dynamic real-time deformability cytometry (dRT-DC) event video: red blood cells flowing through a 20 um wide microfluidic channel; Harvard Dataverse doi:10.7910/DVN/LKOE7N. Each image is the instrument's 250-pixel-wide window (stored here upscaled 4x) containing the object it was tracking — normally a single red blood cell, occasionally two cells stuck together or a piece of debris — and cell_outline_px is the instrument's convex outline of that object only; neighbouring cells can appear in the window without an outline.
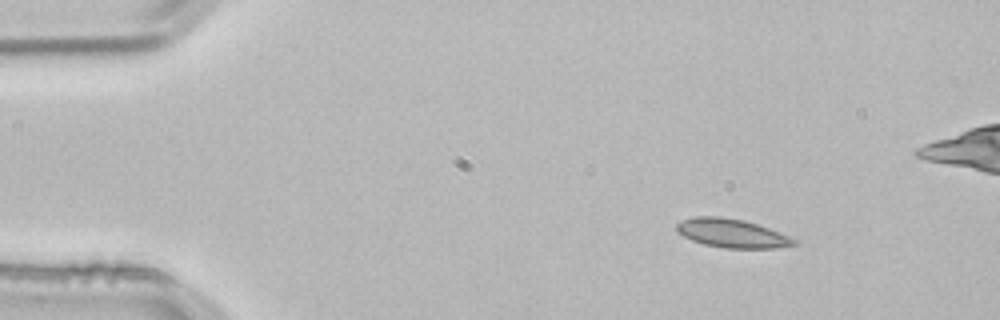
{"species": "common noctule bat (a hibernating species)", "species_latin": "Nyctalus noctula", "temperature_condition": "room temperature", "stored_images_in_passage": 3, "camera_frame_rate_fps": 3000, "um_per_image_px": 0.085, "animal": {"sex": "male", "body_mass_g": 21.5, "forearm_length_mm": 52.0}, "frame": {"image": 1, "passage_image": 1, "time_ms": 0.0, "image_size_px": [1000, 320], "cell_outline_px": [[796, 244], [776, 248], [724, 248], [704, 244], [692, 240], [676, 232], [676, 224], [680, 220], [692, 216], [720, 216], [744, 220], [768, 228], [796, 240]], "centroid_in_image_um": [62.13, 19.81], "position_along_channel_um": 22.9, "area_um2": 19.54}}